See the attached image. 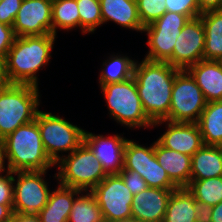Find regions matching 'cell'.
<instances>
[{
    "mask_svg": "<svg viewBox=\"0 0 222 222\" xmlns=\"http://www.w3.org/2000/svg\"><path fill=\"white\" fill-rule=\"evenodd\" d=\"M82 33H94L103 24L99 0H76Z\"/></svg>",
    "mask_w": 222,
    "mask_h": 222,
    "instance_id": "cell-30",
    "label": "cell"
},
{
    "mask_svg": "<svg viewBox=\"0 0 222 222\" xmlns=\"http://www.w3.org/2000/svg\"><path fill=\"white\" fill-rule=\"evenodd\" d=\"M79 189L58 185L50 192L48 202L38 213L41 222H68Z\"/></svg>",
    "mask_w": 222,
    "mask_h": 222,
    "instance_id": "cell-21",
    "label": "cell"
},
{
    "mask_svg": "<svg viewBox=\"0 0 222 222\" xmlns=\"http://www.w3.org/2000/svg\"><path fill=\"white\" fill-rule=\"evenodd\" d=\"M22 0H2L0 2V23L13 26Z\"/></svg>",
    "mask_w": 222,
    "mask_h": 222,
    "instance_id": "cell-34",
    "label": "cell"
},
{
    "mask_svg": "<svg viewBox=\"0 0 222 222\" xmlns=\"http://www.w3.org/2000/svg\"><path fill=\"white\" fill-rule=\"evenodd\" d=\"M196 123L204 145L222 146V101L207 103Z\"/></svg>",
    "mask_w": 222,
    "mask_h": 222,
    "instance_id": "cell-25",
    "label": "cell"
},
{
    "mask_svg": "<svg viewBox=\"0 0 222 222\" xmlns=\"http://www.w3.org/2000/svg\"><path fill=\"white\" fill-rule=\"evenodd\" d=\"M207 101L190 73L184 69L176 73L172 86L169 115L164 119L175 123H196Z\"/></svg>",
    "mask_w": 222,
    "mask_h": 222,
    "instance_id": "cell-8",
    "label": "cell"
},
{
    "mask_svg": "<svg viewBox=\"0 0 222 222\" xmlns=\"http://www.w3.org/2000/svg\"><path fill=\"white\" fill-rule=\"evenodd\" d=\"M56 36L47 34L15 37L6 56V72L11 84L38 87L37 72L50 61Z\"/></svg>",
    "mask_w": 222,
    "mask_h": 222,
    "instance_id": "cell-2",
    "label": "cell"
},
{
    "mask_svg": "<svg viewBox=\"0 0 222 222\" xmlns=\"http://www.w3.org/2000/svg\"><path fill=\"white\" fill-rule=\"evenodd\" d=\"M211 222H222V201L212 207Z\"/></svg>",
    "mask_w": 222,
    "mask_h": 222,
    "instance_id": "cell-43",
    "label": "cell"
},
{
    "mask_svg": "<svg viewBox=\"0 0 222 222\" xmlns=\"http://www.w3.org/2000/svg\"><path fill=\"white\" fill-rule=\"evenodd\" d=\"M200 13H204L211 10H221L222 0H198Z\"/></svg>",
    "mask_w": 222,
    "mask_h": 222,
    "instance_id": "cell-38",
    "label": "cell"
},
{
    "mask_svg": "<svg viewBox=\"0 0 222 222\" xmlns=\"http://www.w3.org/2000/svg\"><path fill=\"white\" fill-rule=\"evenodd\" d=\"M179 70L167 62L136 60L133 77L143 110L153 123L169 115L172 86Z\"/></svg>",
    "mask_w": 222,
    "mask_h": 222,
    "instance_id": "cell-1",
    "label": "cell"
},
{
    "mask_svg": "<svg viewBox=\"0 0 222 222\" xmlns=\"http://www.w3.org/2000/svg\"><path fill=\"white\" fill-rule=\"evenodd\" d=\"M118 174L121 176L133 196L149 187L146 181L136 171H130L123 168Z\"/></svg>",
    "mask_w": 222,
    "mask_h": 222,
    "instance_id": "cell-33",
    "label": "cell"
},
{
    "mask_svg": "<svg viewBox=\"0 0 222 222\" xmlns=\"http://www.w3.org/2000/svg\"><path fill=\"white\" fill-rule=\"evenodd\" d=\"M222 176V146L203 145L191 156L190 180Z\"/></svg>",
    "mask_w": 222,
    "mask_h": 222,
    "instance_id": "cell-22",
    "label": "cell"
},
{
    "mask_svg": "<svg viewBox=\"0 0 222 222\" xmlns=\"http://www.w3.org/2000/svg\"><path fill=\"white\" fill-rule=\"evenodd\" d=\"M10 171H38L55 167L48 157L38 123L33 120L17 128L3 140Z\"/></svg>",
    "mask_w": 222,
    "mask_h": 222,
    "instance_id": "cell-3",
    "label": "cell"
},
{
    "mask_svg": "<svg viewBox=\"0 0 222 222\" xmlns=\"http://www.w3.org/2000/svg\"><path fill=\"white\" fill-rule=\"evenodd\" d=\"M195 208L193 194L186 187L177 188L168 200L163 222H196Z\"/></svg>",
    "mask_w": 222,
    "mask_h": 222,
    "instance_id": "cell-24",
    "label": "cell"
},
{
    "mask_svg": "<svg viewBox=\"0 0 222 222\" xmlns=\"http://www.w3.org/2000/svg\"><path fill=\"white\" fill-rule=\"evenodd\" d=\"M122 135L103 136L84 132V142L90 147L107 174H118L124 168V149L128 139Z\"/></svg>",
    "mask_w": 222,
    "mask_h": 222,
    "instance_id": "cell-15",
    "label": "cell"
},
{
    "mask_svg": "<svg viewBox=\"0 0 222 222\" xmlns=\"http://www.w3.org/2000/svg\"><path fill=\"white\" fill-rule=\"evenodd\" d=\"M135 63L136 60L130 59L127 55H110L109 59L103 62L99 85L122 82L133 77Z\"/></svg>",
    "mask_w": 222,
    "mask_h": 222,
    "instance_id": "cell-26",
    "label": "cell"
},
{
    "mask_svg": "<svg viewBox=\"0 0 222 222\" xmlns=\"http://www.w3.org/2000/svg\"><path fill=\"white\" fill-rule=\"evenodd\" d=\"M100 89L105 97L109 114L117 123L129 129L153 127V122L143 110L134 77L122 82L103 84Z\"/></svg>",
    "mask_w": 222,
    "mask_h": 222,
    "instance_id": "cell-6",
    "label": "cell"
},
{
    "mask_svg": "<svg viewBox=\"0 0 222 222\" xmlns=\"http://www.w3.org/2000/svg\"><path fill=\"white\" fill-rule=\"evenodd\" d=\"M167 12H176L190 19L201 15L198 0H166Z\"/></svg>",
    "mask_w": 222,
    "mask_h": 222,
    "instance_id": "cell-32",
    "label": "cell"
},
{
    "mask_svg": "<svg viewBox=\"0 0 222 222\" xmlns=\"http://www.w3.org/2000/svg\"><path fill=\"white\" fill-rule=\"evenodd\" d=\"M80 28V15L76 0L52 1V34L57 35V28L72 30Z\"/></svg>",
    "mask_w": 222,
    "mask_h": 222,
    "instance_id": "cell-28",
    "label": "cell"
},
{
    "mask_svg": "<svg viewBox=\"0 0 222 222\" xmlns=\"http://www.w3.org/2000/svg\"><path fill=\"white\" fill-rule=\"evenodd\" d=\"M204 48L203 22L200 17L190 19L177 36L172 57L167 63L180 70L187 69L204 59Z\"/></svg>",
    "mask_w": 222,
    "mask_h": 222,
    "instance_id": "cell-13",
    "label": "cell"
},
{
    "mask_svg": "<svg viewBox=\"0 0 222 222\" xmlns=\"http://www.w3.org/2000/svg\"><path fill=\"white\" fill-rule=\"evenodd\" d=\"M91 192L98 202L104 221L132 216L133 194L119 174H108Z\"/></svg>",
    "mask_w": 222,
    "mask_h": 222,
    "instance_id": "cell-12",
    "label": "cell"
},
{
    "mask_svg": "<svg viewBox=\"0 0 222 222\" xmlns=\"http://www.w3.org/2000/svg\"><path fill=\"white\" fill-rule=\"evenodd\" d=\"M10 222H41L38 215H24L22 213L13 212Z\"/></svg>",
    "mask_w": 222,
    "mask_h": 222,
    "instance_id": "cell-39",
    "label": "cell"
},
{
    "mask_svg": "<svg viewBox=\"0 0 222 222\" xmlns=\"http://www.w3.org/2000/svg\"><path fill=\"white\" fill-rule=\"evenodd\" d=\"M55 166L58 184L81 191L93 190L108 175L85 142L70 154H63Z\"/></svg>",
    "mask_w": 222,
    "mask_h": 222,
    "instance_id": "cell-5",
    "label": "cell"
},
{
    "mask_svg": "<svg viewBox=\"0 0 222 222\" xmlns=\"http://www.w3.org/2000/svg\"><path fill=\"white\" fill-rule=\"evenodd\" d=\"M163 123H167L168 129L157 139L162 146L192 156L204 145L197 123H175L159 120L153 123V127Z\"/></svg>",
    "mask_w": 222,
    "mask_h": 222,
    "instance_id": "cell-16",
    "label": "cell"
},
{
    "mask_svg": "<svg viewBox=\"0 0 222 222\" xmlns=\"http://www.w3.org/2000/svg\"><path fill=\"white\" fill-rule=\"evenodd\" d=\"M124 168L136 171L149 187L160 189L179 188L158 163L155 157L154 143L150 147H144L136 141L128 139L124 149Z\"/></svg>",
    "mask_w": 222,
    "mask_h": 222,
    "instance_id": "cell-11",
    "label": "cell"
},
{
    "mask_svg": "<svg viewBox=\"0 0 222 222\" xmlns=\"http://www.w3.org/2000/svg\"><path fill=\"white\" fill-rule=\"evenodd\" d=\"M46 173L47 170L13 172V212L38 215L47 204L51 192L44 179Z\"/></svg>",
    "mask_w": 222,
    "mask_h": 222,
    "instance_id": "cell-10",
    "label": "cell"
},
{
    "mask_svg": "<svg viewBox=\"0 0 222 222\" xmlns=\"http://www.w3.org/2000/svg\"><path fill=\"white\" fill-rule=\"evenodd\" d=\"M52 1L22 0L12 26L15 36L52 34Z\"/></svg>",
    "mask_w": 222,
    "mask_h": 222,
    "instance_id": "cell-14",
    "label": "cell"
},
{
    "mask_svg": "<svg viewBox=\"0 0 222 222\" xmlns=\"http://www.w3.org/2000/svg\"><path fill=\"white\" fill-rule=\"evenodd\" d=\"M196 222H211L212 207L196 201Z\"/></svg>",
    "mask_w": 222,
    "mask_h": 222,
    "instance_id": "cell-37",
    "label": "cell"
},
{
    "mask_svg": "<svg viewBox=\"0 0 222 222\" xmlns=\"http://www.w3.org/2000/svg\"><path fill=\"white\" fill-rule=\"evenodd\" d=\"M205 32L204 60L222 59V9L211 10L199 16Z\"/></svg>",
    "mask_w": 222,
    "mask_h": 222,
    "instance_id": "cell-23",
    "label": "cell"
},
{
    "mask_svg": "<svg viewBox=\"0 0 222 222\" xmlns=\"http://www.w3.org/2000/svg\"><path fill=\"white\" fill-rule=\"evenodd\" d=\"M199 203L213 207L222 201V176L203 180H190L186 187Z\"/></svg>",
    "mask_w": 222,
    "mask_h": 222,
    "instance_id": "cell-29",
    "label": "cell"
},
{
    "mask_svg": "<svg viewBox=\"0 0 222 222\" xmlns=\"http://www.w3.org/2000/svg\"><path fill=\"white\" fill-rule=\"evenodd\" d=\"M15 34L12 26L0 23V55L6 58L13 45Z\"/></svg>",
    "mask_w": 222,
    "mask_h": 222,
    "instance_id": "cell-36",
    "label": "cell"
},
{
    "mask_svg": "<svg viewBox=\"0 0 222 222\" xmlns=\"http://www.w3.org/2000/svg\"><path fill=\"white\" fill-rule=\"evenodd\" d=\"M175 189L148 187L133 196L132 217L141 222H163L168 200Z\"/></svg>",
    "mask_w": 222,
    "mask_h": 222,
    "instance_id": "cell-17",
    "label": "cell"
},
{
    "mask_svg": "<svg viewBox=\"0 0 222 222\" xmlns=\"http://www.w3.org/2000/svg\"><path fill=\"white\" fill-rule=\"evenodd\" d=\"M104 222H141L140 220H138L137 218L134 217H128V218H124L122 220H116V221H104Z\"/></svg>",
    "mask_w": 222,
    "mask_h": 222,
    "instance_id": "cell-44",
    "label": "cell"
},
{
    "mask_svg": "<svg viewBox=\"0 0 222 222\" xmlns=\"http://www.w3.org/2000/svg\"><path fill=\"white\" fill-rule=\"evenodd\" d=\"M7 161L5 146L2 140H0V176L3 172H10L9 166L5 164ZM7 168V169H6Z\"/></svg>",
    "mask_w": 222,
    "mask_h": 222,
    "instance_id": "cell-42",
    "label": "cell"
},
{
    "mask_svg": "<svg viewBox=\"0 0 222 222\" xmlns=\"http://www.w3.org/2000/svg\"><path fill=\"white\" fill-rule=\"evenodd\" d=\"M11 84L6 72V58L0 55V88Z\"/></svg>",
    "mask_w": 222,
    "mask_h": 222,
    "instance_id": "cell-40",
    "label": "cell"
},
{
    "mask_svg": "<svg viewBox=\"0 0 222 222\" xmlns=\"http://www.w3.org/2000/svg\"><path fill=\"white\" fill-rule=\"evenodd\" d=\"M103 24L109 21L143 33L136 0H99Z\"/></svg>",
    "mask_w": 222,
    "mask_h": 222,
    "instance_id": "cell-20",
    "label": "cell"
},
{
    "mask_svg": "<svg viewBox=\"0 0 222 222\" xmlns=\"http://www.w3.org/2000/svg\"><path fill=\"white\" fill-rule=\"evenodd\" d=\"M154 152L158 163L179 188L190 184L191 156L168 149L157 140L154 141Z\"/></svg>",
    "mask_w": 222,
    "mask_h": 222,
    "instance_id": "cell-19",
    "label": "cell"
},
{
    "mask_svg": "<svg viewBox=\"0 0 222 222\" xmlns=\"http://www.w3.org/2000/svg\"><path fill=\"white\" fill-rule=\"evenodd\" d=\"M38 89L27 84L0 88V140L36 119L41 97Z\"/></svg>",
    "mask_w": 222,
    "mask_h": 222,
    "instance_id": "cell-4",
    "label": "cell"
},
{
    "mask_svg": "<svg viewBox=\"0 0 222 222\" xmlns=\"http://www.w3.org/2000/svg\"><path fill=\"white\" fill-rule=\"evenodd\" d=\"M13 172H7L0 176V204L13 205L14 193Z\"/></svg>",
    "mask_w": 222,
    "mask_h": 222,
    "instance_id": "cell-35",
    "label": "cell"
},
{
    "mask_svg": "<svg viewBox=\"0 0 222 222\" xmlns=\"http://www.w3.org/2000/svg\"><path fill=\"white\" fill-rule=\"evenodd\" d=\"M35 120L45 151L55 164L62 158L60 152L70 154L84 142L85 130L63 117L39 110Z\"/></svg>",
    "mask_w": 222,
    "mask_h": 222,
    "instance_id": "cell-7",
    "label": "cell"
},
{
    "mask_svg": "<svg viewBox=\"0 0 222 222\" xmlns=\"http://www.w3.org/2000/svg\"><path fill=\"white\" fill-rule=\"evenodd\" d=\"M202 90L207 101H222V64L215 60H200L186 69Z\"/></svg>",
    "mask_w": 222,
    "mask_h": 222,
    "instance_id": "cell-18",
    "label": "cell"
},
{
    "mask_svg": "<svg viewBox=\"0 0 222 222\" xmlns=\"http://www.w3.org/2000/svg\"><path fill=\"white\" fill-rule=\"evenodd\" d=\"M189 20L186 15L165 12L159 19L145 26L143 32L148 35L149 51L144 59L167 62L172 57L177 36Z\"/></svg>",
    "mask_w": 222,
    "mask_h": 222,
    "instance_id": "cell-9",
    "label": "cell"
},
{
    "mask_svg": "<svg viewBox=\"0 0 222 222\" xmlns=\"http://www.w3.org/2000/svg\"><path fill=\"white\" fill-rule=\"evenodd\" d=\"M138 15L145 27L159 19L166 10V0H136Z\"/></svg>",
    "mask_w": 222,
    "mask_h": 222,
    "instance_id": "cell-31",
    "label": "cell"
},
{
    "mask_svg": "<svg viewBox=\"0 0 222 222\" xmlns=\"http://www.w3.org/2000/svg\"><path fill=\"white\" fill-rule=\"evenodd\" d=\"M68 222H104L98 202L91 191H81L76 196Z\"/></svg>",
    "mask_w": 222,
    "mask_h": 222,
    "instance_id": "cell-27",
    "label": "cell"
},
{
    "mask_svg": "<svg viewBox=\"0 0 222 222\" xmlns=\"http://www.w3.org/2000/svg\"><path fill=\"white\" fill-rule=\"evenodd\" d=\"M13 216V205L0 204V222H10Z\"/></svg>",
    "mask_w": 222,
    "mask_h": 222,
    "instance_id": "cell-41",
    "label": "cell"
}]
</instances>
